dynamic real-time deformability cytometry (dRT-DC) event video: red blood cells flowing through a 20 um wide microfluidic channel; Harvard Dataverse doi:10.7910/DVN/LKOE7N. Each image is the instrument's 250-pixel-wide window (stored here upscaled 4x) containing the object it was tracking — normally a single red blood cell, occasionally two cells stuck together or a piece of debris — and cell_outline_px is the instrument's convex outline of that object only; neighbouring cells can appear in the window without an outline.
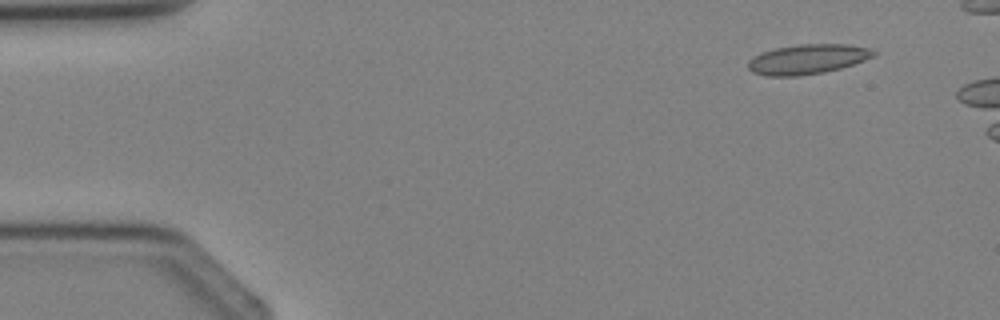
{"species": "Egyptian fruit bat (a non-hibernating species)", "species_latin": "Rousettus aegyptiacus", "temperature_condition": "cold", "stored_images_in_passage": 4, "camera_frame_rate_fps": 3000, "um_per_image_px": 0.085, "animal": {"sex": "female"}, "frame": {"image": 1, "passage_image": 2, "time_ms": 1.0, "image_size_px": [1000, 320], "cell_outline_px": [[880, 52], [876, 56], [840, 68], [824, 72], [800, 76], [764, 76], [752, 72], [748, 68], [748, 60], [752, 56], [760, 52], [772, 48], [796, 44], [848, 44], [868, 48]], "centroid_in_image_um": [68.61, 5.02], "position_along_channel_um": 16.4, "area_um2": 22.2}}